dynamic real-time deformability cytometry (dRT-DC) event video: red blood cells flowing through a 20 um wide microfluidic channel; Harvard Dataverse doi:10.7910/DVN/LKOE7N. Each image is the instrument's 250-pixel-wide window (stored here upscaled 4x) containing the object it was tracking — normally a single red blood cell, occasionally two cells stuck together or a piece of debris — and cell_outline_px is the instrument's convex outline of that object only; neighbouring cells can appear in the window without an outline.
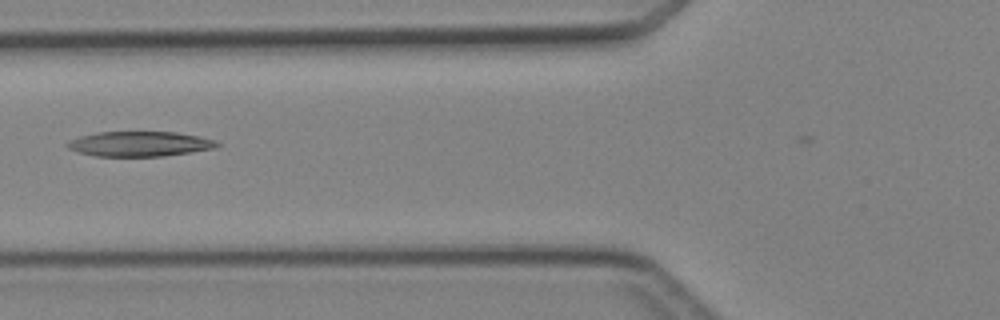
{"species": "Egyptian fruit bat (a non-hibernating species)", "species_latin": "Rousettus aegyptiacus", "temperature_condition": "cold", "stored_images_in_passage": 3, "camera_frame_rate_fps": 3000, "um_per_image_px": 0.085, "animal": {"sex": "female"}, "frame": {"image": 1, "passage_image": 2, "time_ms": 1.333, "image_size_px": [1000, 320], "cell_outline_px": [[220, 144], [216, 148], [164, 156], [96, 156], [76, 152], [68, 148], [64, 144], [68, 140], [80, 136], [96, 132], [176, 132], [200, 136], [216, 140]], "centroid_in_image_um": [11.84, 12.23], "position_along_channel_um": 114.0, "area_um2": 21.96}}